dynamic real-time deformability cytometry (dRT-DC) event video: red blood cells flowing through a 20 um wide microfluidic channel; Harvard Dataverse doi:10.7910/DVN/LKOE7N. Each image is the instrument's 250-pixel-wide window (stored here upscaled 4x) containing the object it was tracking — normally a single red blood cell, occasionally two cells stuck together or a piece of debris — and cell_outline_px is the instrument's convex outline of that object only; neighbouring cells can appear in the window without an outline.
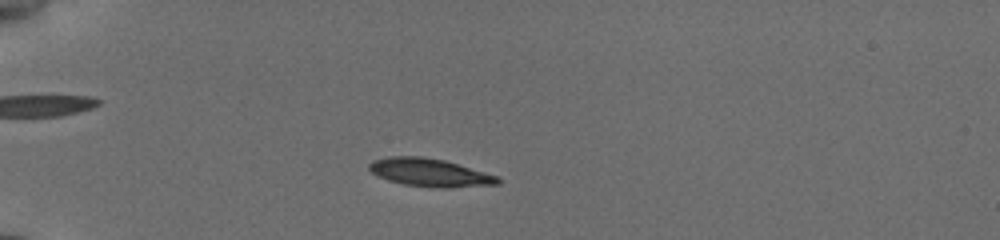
{"species": "common noctule bat (a hibernating species)", "species_latin": "Nyctalus noctula", "temperature_condition": "cold", "stored_images_in_passage": 51, "camera_frame_rate_fps": 3000, "um_per_image_px": 0.085, "animal": {"sex": "female", "body_mass_g": 19.5, "forearm_length_mm": 54.1}, "frame": {"image": 1, "passage_image": 12, "time_ms": 3.667, "image_size_px": [1000, 240], "cell_outline_px": [[500, 184], [448, 188], [436, 188], [404, 184], [388, 180], [376, 176], [368, 168], [368, 164], [372, 160], [388, 156], [420, 156], [444, 160], [500, 176]], "centroid_in_image_um": [36.53, 14.67], "position_along_channel_um": 48.5, "area_um2": 21.21}}
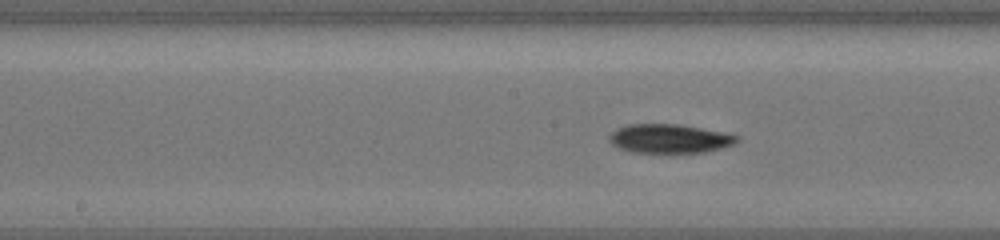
{"frame": {"image": 2, "passage_image": 26, "time_ms": 8.333, "image_size_px": [1000, 240], "cell_outline_px": [[740, 140], [736, 144], [704, 152], [672, 156], [628, 152], [616, 148], [608, 140], [608, 136], [616, 128], [628, 124], [680, 124], [740, 136]], "centroid_in_image_um": [56.86, 11.84], "position_along_channel_um": 191.3, "area_um2": 22.72}}
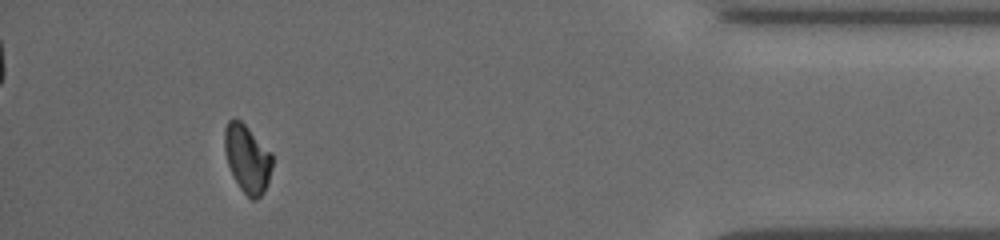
{"frame": {"image": 3, "passage_image": 47, "time_ms": 15.333, "image_size_px": [1000, 240], "cell_outline_px": [[272, 168], [264, 192], [256, 200], [252, 200], [240, 188], [228, 164], [224, 148], [224, 128], [228, 120], [240, 120], [272, 152]], "centroid_in_image_um": [21.02, 13.48], "position_along_channel_um": 414.2, "area_um2": 18.67}, "authors_computed_cell_mechanics": {"area_um2": 20.1722, "velocity_mm_per_s": 3.8259, "shape_relaxation_time_tau1_ms": 1.9818, "shape_relaxation_time_tau2_ms": null, "deformation_change_tau1": 0.0988, "deformation_change_tau2": null}}